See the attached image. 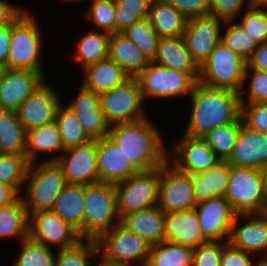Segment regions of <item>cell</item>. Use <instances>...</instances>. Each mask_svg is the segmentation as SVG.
Segmentation results:
<instances>
[{
	"mask_svg": "<svg viewBox=\"0 0 267 266\" xmlns=\"http://www.w3.org/2000/svg\"><path fill=\"white\" fill-rule=\"evenodd\" d=\"M191 113L184 135L203 138L218 126L241 122L240 94L227 89H213L199 82L190 95Z\"/></svg>",
	"mask_w": 267,
	"mask_h": 266,
	"instance_id": "6da1fadb",
	"label": "cell"
},
{
	"mask_svg": "<svg viewBox=\"0 0 267 266\" xmlns=\"http://www.w3.org/2000/svg\"><path fill=\"white\" fill-rule=\"evenodd\" d=\"M160 133L157 125L146 117L136 122L112 125L108 137L122 149L138 171H145L159 168L168 160V147Z\"/></svg>",
	"mask_w": 267,
	"mask_h": 266,
	"instance_id": "7a4b0ae2",
	"label": "cell"
},
{
	"mask_svg": "<svg viewBox=\"0 0 267 266\" xmlns=\"http://www.w3.org/2000/svg\"><path fill=\"white\" fill-rule=\"evenodd\" d=\"M66 184L63 170L56 161L43 159L30 163L21 194L28 214L52 210Z\"/></svg>",
	"mask_w": 267,
	"mask_h": 266,
	"instance_id": "3957f363",
	"label": "cell"
},
{
	"mask_svg": "<svg viewBox=\"0 0 267 266\" xmlns=\"http://www.w3.org/2000/svg\"><path fill=\"white\" fill-rule=\"evenodd\" d=\"M22 10L11 21V43L7 68L45 73L42 57L41 28L30 13ZM36 20V21H35Z\"/></svg>",
	"mask_w": 267,
	"mask_h": 266,
	"instance_id": "277c9868",
	"label": "cell"
},
{
	"mask_svg": "<svg viewBox=\"0 0 267 266\" xmlns=\"http://www.w3.org/2000/svg\"><path fill=\"white\" fill-rule=\"evenodd\" d=\"M83 239L96 240L120 222L115 185L97 182L84 185Z\"/></svg>",
	"mask_w": 267,
	"mask_h": 266,
	"instance_id": "5b68a950",
	"label": "cell"
},
{
	"mask_svg": "<svg viewBox=\"0 0 267 266\" xmlns=\"http://www.w3.org/2000/svg\"><path fill=\"white\" fill-rule=\"evenodd\" d=\"M247 61L222 42L200 66L198 82L213 89H227L241 93Z\"/></svg>",
	"mask_w": 267,
	"mask_h": 266,
	"instance_id": "8992f818",
	"label": "cell"
},
{
	"mask_svg": "<svg viewBox=\"0 0 267 266\" xmlns=\"http://www.w3.org/2000/svg\"><path fill=\"white\" fill-rule=\"evenodd\" d=\"M136 78L144 101L148 98L165 100L181 96L190 97L198 83L199 73L176 71L150 62Z\"/></svg>",
	"mask_w": 267,
	"mask_h": 266,
	"instance_id": "52a82bcc",
	"label": "cell"
},
{
	"mask_svg": "<svg viewBox=\"0 0 267 266\" xmlns=\"http://www.w3.org/2000/svg\"><path fill=\"white\" fill-rule=\"evenodd\" d=\"M98 259L145 266L151 245L120 222L96 239Z\"/></svg>",
	"mask_w": 267,
	"mask_h": 266,
	"instance_id": "ba28073f",
	"label": "cell"
},
{
	"mask_svg": "<svg viewBox=\"0 0 267 266\" xmlns=\"http://www.w3.org/2000/svg\"><path fill=\"white\" fill-rule=\"evenodd\" d=\"M161 167L138 171L115 185L117 213L126 214L158 205Z\"/></svg>",
	"mask_w": 267,
	"mask_h": 266,
	"instance_id": "9c48e42d",
	"label": "cell"
},
{
	"mask_svg": "<svg viewBox=\"0 0 267 266\" xmlns=\"http://www.w3.org/2000/svg\"><path fill=\"white\" fill-rule=\"evenodd\" d=\"M261 169L229 164V184L225 198L236 214H263L265 202Z\"/></svg>",
	"mask_w": 267,
	"mask_h": 266,
	"instance_id": "30bf717a",
	"label": "cell"
},
{
	"mask_svg": "<svg viewBox=\"0 0 267 266\" xmlns=\"http://www.w3.org/2000/svg\"><path fill=\"white\" fill-rule=\"evenodd\" d=\"M100 103L101 110L111 126L149 117L137 78H130L124 84L101 93Z\"/></svg>",
	"mask_w": 267,
	"mask_h": 266,
	"instance_id": "8fae6325",
	"label": "cell"
},
{
	"mask_svg": "<svg viewBox=\"0 0 267 266\" xmlns=\"http://www.w3.org/2000/svg\"><path fill=\"white\" fill-rule=\"evenodd\" d=\"M196 205L193 175L178 170L167 160L161 166L158 206L166 213L191 210Z\"/></svg>",
	"mask_w": 267,
	"mask_h": 266,
	"instance_id": "7c38bea8",
	"label": "cell"
},
{
	"mask_svg": "<svg viewBox=\"0 0 267 266\" xmlns=\"http://www.w3.org/2000/svg\"><path fill=\"white\" fill-rule=\"evenodd\" d=\"M29 238L47 247L67 249L76 246L83 238L78 231L53 210L29 215Z\"/></svg>",
	"mask_w": 267,
	"mask_h": 266,
	"instance_id": "4fadbf2b",
	"label": "cell"
},
{
	"mask_svg": "<svg viewBox=\"0 0 267 266\" xmlns=\"http://www.w3.org/2000/svg\"><path fill=\"white\" fill-rule=\"evenodd\" d=\"M168 161L182 172L197 175L221 160L203 138L182 134L176 143L168 147Z\"/></svg>",
	"mask_w": 267,
	"mask_h": 266,
	"instance_id": "5bb4252c",
	"label": "cell"
},
{
	"mask_svg": "<svg viewBox=\"0 0 267 266\" xmlns=\"http://www.w3.org/2000/svg\"><path fill=\"white\" fill-rule=\"evenodd\" d=\"M224 24L225 21L211 14L188 19L183 37L192 59L199 67L221 43Z\"/></svg>",
	"mask_w": 267,
	"mask_h": 266,
	"instance_id": "9a60e30c",
	"label": "cell"
},
{
	"mask_svg": "<svg viewBox=\"0 0 267 266\" xmlns=\"http://www.w3.org/2000/svg\"><path fill=\"white\" fill-rule=\"evenodd\" d=\"M56 162L61 166L68 184L99 182L97 169V140L65 149Z\"/></svg>",
	"mask_w": 267,
	"mask_h": 266,
	"instance_id": "2e32d148",
	"label": "cell"
},
{
	"mask_svg": "<svg viewBox=\"0 0 267 266\" xmlns=\"http://www.w3.org/2000/svg\"><path fill=\"white\" fill-rule=\"evenodd\" d=\"M228 242L258 259L267 258V213L237 214Z\"/></svg>",
	"mask_w": 267,
	"mask_h": 266,
	"instance_id": "e0dca14e",
	"label": "cell"
},
{
	"mask_svg": "<svg viewBox=\"0 0 267 266\" xmlns=\"http://www.w3.org/2000/svg\"><path fill=\"white\" fill-rule=\"evenodd\" d=\"M44 82L28 96L17 109L16 114L26 131L55 121L56 112L62 103L55 88Z\"/></svg>",
	"mask_w": 267,
	"mask_h": 266,
	"instance_id": "ac0fdd59",
	"label": "cell"
},
{
	"mask_svg": "<svg viewBox=\"0 0 267 266\" xmlns=\"http://www.w3.org/2000/svg\"><path fill=\"white\" fill-rule=\"evenodd\" d=\"M199 225L208 241L228 242L236 213L225 197H214L197 203Z\"/></svg>",
	"mask_w": 267,
	"mask_h": 266,
	"instance_id": "d6986e66",
	"label": "cell"
},
{
	"mask_svg": "<svg viewBox=\"0 0 267 266\" xmlns=\"http://www.w3.org/2000/svg\"><path fill=\"white\" fill-rule=\"evenodd\" d=\"M47 74L7 68L0 81V110L16 112L21 103L45 81Z\"/></svg>",
	"mask_w": 267,
	"mask_h": 266,
	"instance_id": "ffe728a7",
	"label": "cell"
},
{
	"mask_svg": "<svg viewBox=\"0 0 267 266\" xmlns=\"http://www.w3.org/2000/svg\"><path fill=\"white\" fill-rule=\"evenodd\" d=\"M66 105L77 114L81 126L91 139L109 135L111 125L101 110L100 94L80 86L75 98Z\"/></svg>",
	"mask_w": 267,
	"mask_h": 266,
	"instance_id": "44dd1931",
	"label": "cell"
},
{
	"mask_svg": "<svg viewBox=\"0 0 267 266\" xmlns=\"http://www.w3.org/2000/svg\"><path fill=\"white\" fill-rule=\"evenodd\" d=\"M230 165L263 169L267 167V134L248 128L241 120Z\"/></svg>",
	"mask_w": 267,
	"mask_h": 266,
	"instance_id": "7402d4cb",
	"label": "cell"
},
{
	"mask_svg": "<svg viewBox=\"0 0 267 266\" xmlns=\"http://www.w3.org/2000/svg\"><path fill=\"white\" fill-rule=\"evenodd\" d=\"M97 169L99 182L112 184L126 180L138 172L122 149L108 136L97 139Z\"/></svg>",
	"mask_w": 267,
	"mask_h": 266,
	"instance_id": "603a6c76",
	"label": "cell"
},
{
	"mask_svg": "<svg viewBox=\"0 0 267 266\" xmlns=\"http://www.w3.org/2000/svg\"><path fill=\"white\" fill-rule=\"evenodd\" d=\"M165 241L193 249L208 242L200 228L195 208L165 213Z\"/></svg>",
	"mask_w": 267,
	"mask_h": 266,
	"instance_id": "cb8c5ba5",
	"label": "cell"
},
{
	"mask_svg": "<svg viewBox=\"0 0 267 266\" xmlns=\"http://www.w3.org/2000/svg\"><path fill=\"white\" fill-rule=\"evenodd\" d=\"M120 223L151 246L165 241V213L158 205L126 214Z\"/></svg>",
	"mask_w": 267,
	"mask_h": 266,
	"instance_id": "d4e9b609",
	"label": "cell"
},
{
	"mask_svg": "<svg viewBox=\"0 0 267 266\" xmlns=\"http://www.w3.org/2000/svg\"><path fill=\"white\" fill-rule=\"evenodd\" d=\"M64 150L60 131L55 121L27 131L25 155L30 163L39 161L41 153L43 155L55 153V156L52 155L45 161H56Z\"/></svg>",
	"mask_w": 267,
	"mask_h": 266,
	"instance_id": "484cf974",
	"label": "cell"
},
{
	"mask_svg": "<svg viewBox=\"0 0 267 266\" xmlns=\"http://www.w3.org/2000/svg\"><path fill=\"white\" fill-rule=\"evenodd\" d=\"M81 86L101 94L124 84L131 77L112 59L100 61L84 67Z\"/></svg>",
	"mask_w": 267,
	"mask_h": 266,
	"instance_id": "4316f807",
	"label": "cell"
},
{
	"mask_svg": "<svg viewBox=\"0 0 267 266\" xmlns=\"http://www.w3.org/2000/svg\"><path fill=\"white\" fill-rule=\"evenodd\" d=\"M152 62L176 71L200 73V67L192 59L183 36L161 37Z\"/></svg>",
	"mask_w": 267,
	"mask_h": 266,
	"instance_id": "83f0119b",
	"label": "cell"
},
{
	"mask_svg": "<svg viewBox=\"0 0 267 266\" xmlns=\"http://www.w3.org/2000/svg\"><path fill=\"white\" fill-rule=\"evenodd\" d=\"M109 58L131 78H136L150 63L143 52L124 33L111 34Z\"/></svg>",
	"mask_w": 267,
	"mask_h": 266,
	"instance_id": "f1b7e54d",
	"label": "cell"
},
{
	"mask_svg": "<svg viewBox=\"0 0 267 266\" xmlns=\"http://www.w3.org/2000/svg\"><path fill=\"white\" fill-rule=\"evenodd\" d=\"M52 210L75 228L83 238L84 185L67 183L57 197Z\"/></svg>",
	"mask_w": 267,
	"mask_h": 266,
	"instance_id": "f546056e",
	"label": "cell"
},
{
	"mask_svg": "<svg viewBox=\"0 0 267 266\" xmlns=\"http://www.w3.org/2000/svg\"><path fill=\"white\" fill-rule=\"evenodd\" d=\"M148 20L160 38L183 36L188 21L167 0H153Z\"/></svg>",
	"mask_w": 267,
	"mask_h": 266,
	"instance_id": "4dcf8cb0",
	"label": "cell"
},
{
	"mask_svg": "<svg viewBox=\"0 0 267 266\" xmlns=\"http://www.w3.org/2000/svg\"><path fill=\"white\" fill-rule=\"evenodd\" d=\"M229 184V163L220 161L203 173L193 175L194 195L197 203L225 197Z\"/></svg>",
	"mask_w": 267,
	"mask_h": 266,
	"instance_id": "1f68e13d",
	"label": "cell"
},
{
	"mask_svg": "<svg viewBox=\"0 0 267 266\" xmlns=\"http://www.w3.org/2000/svg\"><path fill=\"white\" fill-rule=\"evenodd\" d=\"M84 35L79 38L73 54V62L84 67L98 63L109 58V46L111 34L97 30L84 31Z\"/></svg>",
	"mask_w": 267,
	"mask_h": 266,
	"instance_id": "d6a6232c",
	"label": "cell"
},
{
	"mask_svg": "<svg viewBox=\"0 0 267 266\" xmlns=\"http://www.w3.org/2000/svg\"><path fill=\"white\" fill-rule=\"evenodd\" d=\"M26 137L16 112L0 110V154L25 155Z\"/></svg>",
	"mask_w": 267,
	"mask_h": 266,
	"instance_id": "836d02e7",
	"label": "cell"
},
{
	"mask_svg": "<svg viewBox=\"0 0 267 266\" xmlns=\"http://www.w3.org/2000/svg\"><path fill=\"white\" fill-rule=\"evenodd\" d=\"M28 237L29 214L22 198L11 205L0 207V239L15 238L21 242Z\"/></svg>",
	"mask_w": 267,
	"mask_h": 266,
	"instance_id": "e575fe53",
	"label": "cell"
},
{
	"mask_svg": "<svg viewBox=\"0 0 267 266\" xmlns=\"http://www.w3.org/2000/svg\"><path fill=\"white\" fill-rule=\"evenodd\" d=\"M193 248L163 241L152 245L145 266H191Z\"/></svg>",
	"mask_w": 267,
	"mask_h": 266,
	"instance_id": "d590c367",
	"label": "cell"
},
{
	"mask_svg": "<svg viewBox=\"0 0 267 266\" xmlns=\"http://www.w3.org/2000/svg\"><path fill=\"white\" fill-rule=\"evenodd\" d=\"M55 122L60 131L64 149L79 146L91 140L81 126L77 114L66 104L59 105Z\"/></svg>",
	"mask_w": 267,
	"mask_h": 266,
	"instance_id": "8d00e7d4",
	"label": "cell"
},
{
	"mask_svg": "<svg viewBox=\"0 0 267 266\" xmlns=\"http://www.w3.org/2000/svg\"><path fill=\"white\" fill-rule=\"evenodd\" d=\"M29 165L26 155L0 154V184L13 187L21 195Z\"/></svg>",
	"mask_w": 267,
	"mask_h": 266,
	"instance_id": "74e56055",
	"label": "cell"
},
{
	"mask_svg": "<svg viewBox=\"0 0 267 266\" xmlns=\"http://www.w3.org/2000/svg\"><path fill=\"white\" fill-rule=\"evenodd\" d=\"M224 26L221 42L231 51L248 61L258 48L259 43L238 22L226 21Z\"/></svg>",
	"mask_w": 267,
	"mask_h": 266,
	"instance_id": "f35d334b",
	"label": "cell"
},
{
	"mask_svg": "<svg viewBox=\"0 0 267 266\" xmlns=\"http://www.w3.org/2000/svg\"><path fill=\"white\" fill-rule=\"evenodd\" d=\"M97 259L96 240L83 239L74 247L57 250L55 266H96Z\"/></svg>",
	"mask_w": 267,
	"mask_h": 266,
	"instance_id": "ab89813d",
	"label": "cell"
},
{
	"mask_svg": "<svg viewBox=\"0 0 267 266\" xmlns=\"http://www.w3.org/2000/svg\"><path fill=\"white\" fill-rule=\"evenodd\" d=\"M239 131L240 123H228L214 128L203 139L221 161H227L233 153Z\"/></svg>",
	"mask_w": 267,
	"mask_h": 266,
	"instance_id": "60d3db41",
	"label": "cell"
},
{
	"mask_svg": "<svg viewBox=\"0 0 267 266\" xmlns=\"http://www.w3.org/2000/svg\"><path fill=\"white\" fill-rule=\"evenodd\" d=\"M153 0H115V33H123L133 23L148 18Z\"/></svg>",
	"mask_w": 267,
	"mask_h": 266,
	"instance_id": "b9f144b4",
	"label": "cell"
},
{
	"mask_svg": "<svg viewBox=\"0 0 267 266\" xmlns=\"http://www.w3.org/2000/svg\"><path fill=\"white\" fill-rule=\"evenodd\" d=\"M57 249L32 241L29 237L20 242V254L12 266H55Z\"/></svg>",
	"mask_w": 267,
	"mask_h": 266,
	"instance_id": "7bdbcfd3",
	"label": "cell"
},
{
	"mask_svg": "<svg viewBox=\"0 0 267 266\" xmlns=\"http://www.w3.org/2000/svg\"><path fill=\"white\" fill-rule=\"evenodd\" d=\"M90 2L87 10L83 12L85 14L82 15L93 25L91 29L114 34L116 19L114 0H90Z\"/></svg>",
	"mask_w": 267,
	"mask_h": 266,
	"instance_id": "ee69618b",
	"label": "cell"
},
{
	"mask_svg": "<svg viewBox=\"0 0 267 266\" xmlns=\"http://www.w3.org/2000/svg\"><path fill=\"white\" fill-rule=\"evenodd\" d=\"M143 52L150 62L156 57L159 35L151 27L148 18L133 23L123 32Z\"/></svg>",
	"mask_w": 267,
	"mask_h": 266,
	"instance_id": "f6af8a7d",
	"label": "cell"
},
{
	"mask_svg": "<svg viewBox=\"0 0 267 266\" xmlns=\"http://www.w3.org/2000/svg\"><path fill=\"white\" fill-rule=\"evenodd\" d=\"M240 99H241V103H266L267 102V72L266 71L256 70L254 68H251L248 64L246 65L245 74H244V84H243L242 91L240 93Z\"/></svg>",
	"mask_w": 267,
	"mask_h": 266,
	"instance_id": "bcb514c9",
	"label": "cell"
},
{
	"mask_svg": "<svg viewBox=\"0 0 267 266\" xmlns=\"http://www.w3.org/2000/svg\"><path fill=\"white\" fill-rule=\"evenodd\" d=\"M238 18L235 21L259 44L267 43V9L249 8Z\"/></svg>",
	"mask_w": 267,
	"mask_h": 266,
	"instance_id": "7dc6e473",
	"label": "cell"
},
{
	"mask_svg": "<svg viewBox=\"0 0 267 266\" xmlns=\"http://www.w3.org/2000/svg\"><path fill=\"white\" fill-rule=\"evenodd\" d=\"M210 14L223 21H235L249 8V0H209Z\"/></svg>",
	"mask_w": 267,
	"mask_h": 266,
	"instance_id": "c3c4849f",
	"label": "cell"
},
{
	"mask_svg": "<svg viewBox=\"0 0 267 266\" xmlns=\"http://www.w3.org/2000/svg\"><path fill=\"white\" fill-rule=\"evenodd\" d=\"M240 117L248 128L267 134V102L241 103Z\"/></svg>",
	"mask_w": 267,
	"mask_h": 266,
	"instance_id": "681fc988",
	"label": "cell"
},
{
	"mask_svg": "<svg viewBox=\"0 0 267 266\" xmlns=\"http://www.w3.org/2000/svg\"><path fill=\"white\" fill-rule=\"evenodd\" d=\"M223 242L208 241L193 251L191 266H220Z\"/></svg>",
	"mask_w": 267,
	"mask_h": 266,
	"instance_id": "f907efd6",
	"label": "cell"
},
{
	"mask_svg": "<svg viewBox=\"0 0 267 266\" xmlns=\"http://www.w3.org/2000/svg\"><path fill=\"white\" fill-rule=\"evenodd\" d=\"M257 260L253 254L236 249L229 242H223L220 266H254Z\"/></svg>",
	"mask_w": 267,
	"mask_h": 266,
	"instance_id": "816d5d0a",
	"label": "cell"
},
{
	"mask_svg": "<svg viewBox=\"0 0 267 266\" xmlns=\"http://www.w3.org/2000/svg\"><path fill=\"white\" fill-rule=\"evenodd\" d=\"M178 12L187 19L210 14L209 0H167Z\"/></svg>",
	"mask_w": 267,
	"mask_h": 266,
	"instance_id": "f5cc1de1",
	"label": "cell"
},
{
	"mask_svg": "<svg viewBox=\"0 0 267 266\" xmlns=\"http://www.w3.org/2000/svg\"><path fill=\"white\" fill-rule=\"evenodd\" d=\"M11 43V22L0 26V64L7 66Z\"/></svg>",
	"mask_w": 267,
	"mask_h": 266,
	"instance_id": "db71d44e",
	"label": "cell"
},
{
	"mask_svg": "<svg viewBox=\"0 0 267 266\" xmlns=\"http://www.w3.org/2000/svg\"><path fill=\"white\" fill-rule=\"evenodd\" d=\"M22 10L28 11V9L20 7V5L0 0V26L11 22Z\"/></svg>",
	"mask_w": 267,
	"mask_h": 266,
	"instance_id": "11a10c76",
	"label": "cell"
},
{
	"mask_svg": "<svg viewBox=\"0 0 267 266\" xmlns=\"http://www.w3.org/2000/svg\"><path fill=\"white\" fill-rule=\"evenodd\" d=\"M247 64L256 70L267 72V43L258 45L252 57L247 61Z\"/></svg>",
	"mask_w": 267,
	"mask_h": 266,
	"instance_id": "9f6ffc18",
	"label": "cell"
},
{
	"mask_svg": "<svg viewBox=\"0 0 267 266\" xmlns=\"http://www.w3.org/2000/svg\"><path fill=\"white\" fill-rule=\"evenodd\" d=\"M21 195L11 186L0 184V207H6L16 202Z\"/></svg>",
	"mask_w": 267,
	"mask_h": 266,
	"instance_id": "6f0895ef",
	"label": "cell"
},
{
	"mask_svg": "<svg viewBox=\"0 0 267 266\" xmlns=\"http://www.w3.org/2000/svg\"><path fill=\"white\" fill-rule=\"evenodd\" d=\"M262 173V189H263V196L265 202V213H267V167L261 169Z\"/></svg>",
	"mask_w": 267,
	"mask_h": 266,
	"instance_id": "680465c9",
	"label": "cell"
},
{
	"mask_svg": "<svg viewBox=\"0 0 267 266\" xmlns=\"http://www.w3.org/2000/svg\"><path fill=\"white\" fill-rule=\"evenodd\" d=\"M96 266H139L130 263H117L107 260H97Z\"/></svg>",
	"mask_w": 267,
	"mask_h": 266,
	"instance_id": "91938a15",
	"label": "cell"
},
{
	"mask_svg": "<svg viewBox=\"0 0 267 266\" xmlns=\"http://www.w3.org/2000/svg\"><path fill=\"white\" fill-rule=\"evenodd\" d=\"M250 8H262L267 7V0H249Z\"/></svg>",
	"mask_w": 267,
	"mask_h": 266,
	"instance_id": "94428289",
	"label": "cell"
},
{
	"mask_svg": "<svg viewBox=\"0 0 267 266\" xmlns=\"http://www.w3.org/2000/svg\"><path fill=\"white\" fill-rule=\"evenodd\" d=\"M254 266H267V258L258 259Z\"/></svg>",
	"mask_w": 267,
	"mask_h": 266,
	"instance_id": "6125c7cd",
	"label": "cell"
},
{
	"mask_svg": "<svg viewBox=\"0 0 267 266\" xmlns=\"http://www.w3.org/2000/svg\"><path fill=\"white\" fill-rule=\"evenodd\" d=\"M6 69H7L6 65L0 64V81L3 78V75H4L5 71H6Z\"/></svg>",
	"mask_w": 267,
	"mask_h": 266,
	"instance_id": "be15d7a7",
	"label": "cell"
},
{
	"mask_svg": "<svg viewBox=\"0 0 267 266\" xmlns=\"http://www.w3.org/2000/svg\"><path fill=\"white\" fill-rule=\"evenodd\" d=\"M64 1H65V2L67 1V2H69V3H74V2H77V3L79 2V3H80V2H84V0H63V2H64Z\"/></svg>",
	"mask_w": 267,
	"mask_h": 266,
	"instance_id": "e7e4bbea",
	"label": "cell"
}]
</instances>
